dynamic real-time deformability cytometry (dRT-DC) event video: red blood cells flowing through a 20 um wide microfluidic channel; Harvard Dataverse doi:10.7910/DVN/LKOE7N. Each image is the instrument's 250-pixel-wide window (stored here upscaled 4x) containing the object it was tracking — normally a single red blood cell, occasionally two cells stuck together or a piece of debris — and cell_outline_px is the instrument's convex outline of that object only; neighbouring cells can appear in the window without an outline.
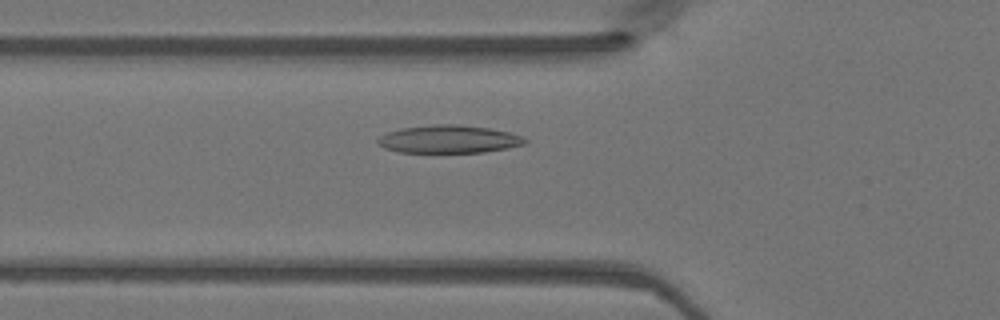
{"species": "Egyptian fruit bat (a non-hibernating species)", "species_latin": "Rousettus aegyptiacus", "temperature_condition": "warm", "stored_images_in_passage": 47, "camera_frame_rate_fps": 3000, "um_per_image_px": 0.085, "animal": {"sex": "female"}, "frame": {"image": 1, "passage_image": 16, "time_ms": 5.0, "image_size_px": [1000, 320], "cell_outline_px": [[528, 140], [524, 144], [508, 148], [484, 152], [400, 152], [384, 148], [376, 144], [376, 140], [380, 136], [388, 132], [400, 128], [432, 124], [456, 124], [488, 128], [508, 132], [524, 136]], "centroid_in_image_um": [38.13, 11.82], "position_along_channel_um": 87.7, "area_um2": 23.99}}
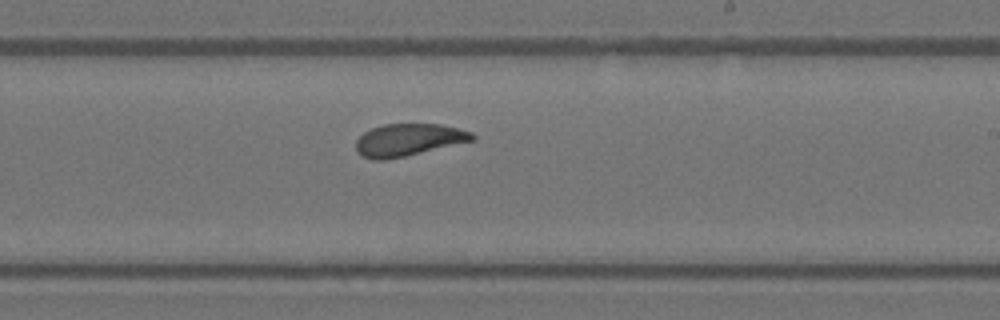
{"frame": {"image": 2, "passage_image": 28, "time_ms": 9.0, "image_size_px": [1000, 320], "cell_outline_px": [[476, 140], [404, 156], [384, 160], [372, 160], [360, 156], [356, 152], [356, 140], [364, 132], [372, 128], [384, 124], [440, 124], [472, 132], [476, 136]], "centroid_in_image_um": [34.7, 11.89], "position_along_channel_um": 254.3, "area_um2": 21.91}}
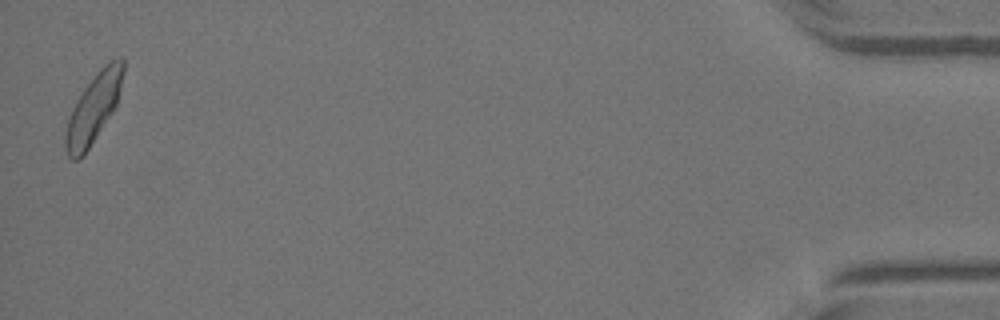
{"frame": {"image": 3, "passage_image": 47, "time_ms": 15.333, "image_size_px": [1000, 320], "cell_outline_px": [[124, 72], [116, 108], [84, 156], [80, 160], [72, 160], [68, 156], [64, 148], [64, 136], [68, 116], [76, 100], [84, 88], [96, 72], [108, 60], [120, 56], [124, 56]], "centroid_in_image_um": [7.95, 9.21], "position_along_channel_um": 427.2, "area_um2": 23.87}}